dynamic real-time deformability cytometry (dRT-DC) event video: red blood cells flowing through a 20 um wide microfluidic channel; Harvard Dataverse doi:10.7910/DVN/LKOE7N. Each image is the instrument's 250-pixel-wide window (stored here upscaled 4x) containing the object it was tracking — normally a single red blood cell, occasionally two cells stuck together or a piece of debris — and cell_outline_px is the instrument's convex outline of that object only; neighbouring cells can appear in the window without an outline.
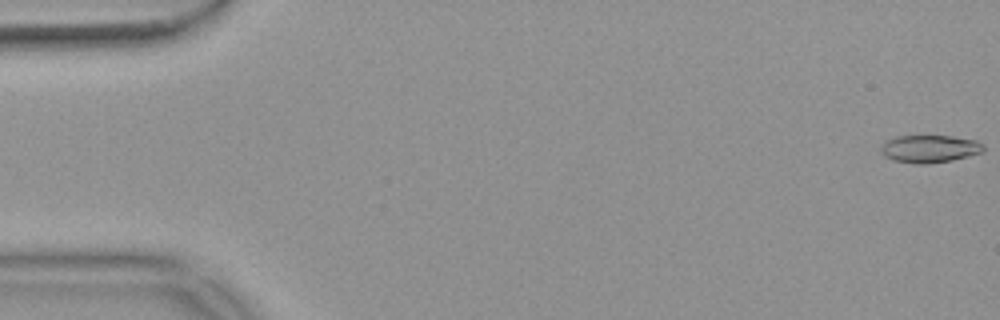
{"species": "common noctule bat (a hibernating species)", "species_latin": "Nyctalus noctula", "temperature_condition": "warm", "stored_images_in_passage": 55, "camera_frame_rate_fps": 3000, "um_per_image_px": 0.085, "animal": {"sex": "female", "body_mass_g": 18.4}, "frame": {"image": 1, "passage_image": 1, "time_ms": 0.0, "image_size_px": [1000, 320], "cell_outline_px": [[984, 152], [952, 160], [928, 164], [916, 164], [892, 160], [884, 156], [880, 152], [880, 148], [884, 140], [896, 136], [952, 136], [976, 140], [984, 144]], "centroid_in_image_um": [78.99, 12.65], "position_along_channel_um": 6.0, "area_um2": 16.76}}
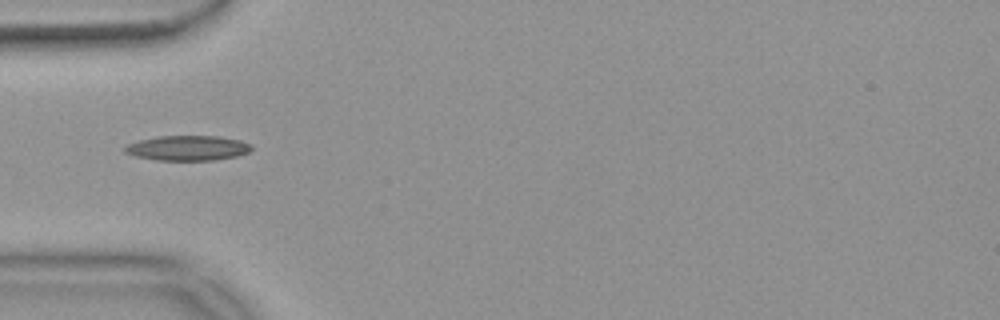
{"frame": {"image": 2, "passage_image": 18, "time_ms": 5.667, "image_size_px": [1000, 320], "cell_outline_px": [[252, 148], [248, 152], [236, 156], [216, 160], [156, 160], [136, 156], [124, 152], [124, 148], [128, 144], [140, 140], [156, 136], [220, 136], [240, 140], [252, 144]], "centroid_in_image_um": [15.97, 12.58], "position_along_channel_um": 69.0, "area_um2": 18.44}}
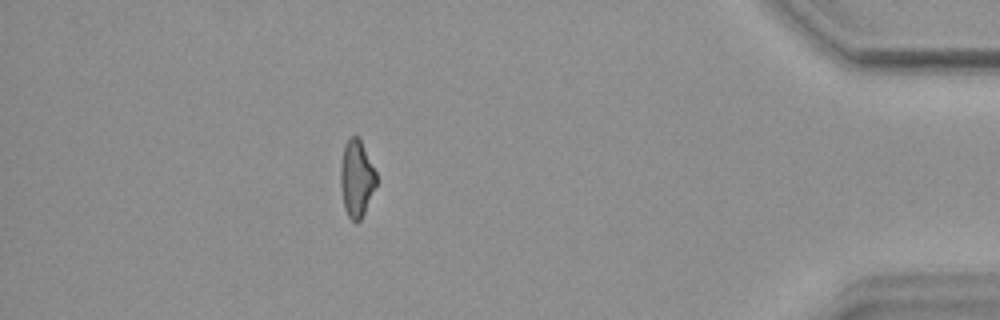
{"frame": {"image": 3, "passage_image": 49, "time_ms": 16.0, "image_size_px": [1000, 320], "cell_outline_px": [[376, 184], [364, 212], [360, 220], [352, 220], [348, 216], [344, 208], [340, 188], [340, 164], [344, 144], [348, 136], [356, 136], [360, 140], [376, 172]], "centroid_in_image_um": [30.27, 15.14], "position_along_channel_um": 404.9, "area_um2": 15.9}, "authors_computed_cell_mechanics": {"area_um2": 16.762, "velocity_mm_per_s": 3.7257, "shape_relaxation_time_tau1_ms": null, "shape_relaxation_time_tau2_ms": 9.2324, "deformation_change_tau1": null, "deformation_change_tau2": 0.1916}}